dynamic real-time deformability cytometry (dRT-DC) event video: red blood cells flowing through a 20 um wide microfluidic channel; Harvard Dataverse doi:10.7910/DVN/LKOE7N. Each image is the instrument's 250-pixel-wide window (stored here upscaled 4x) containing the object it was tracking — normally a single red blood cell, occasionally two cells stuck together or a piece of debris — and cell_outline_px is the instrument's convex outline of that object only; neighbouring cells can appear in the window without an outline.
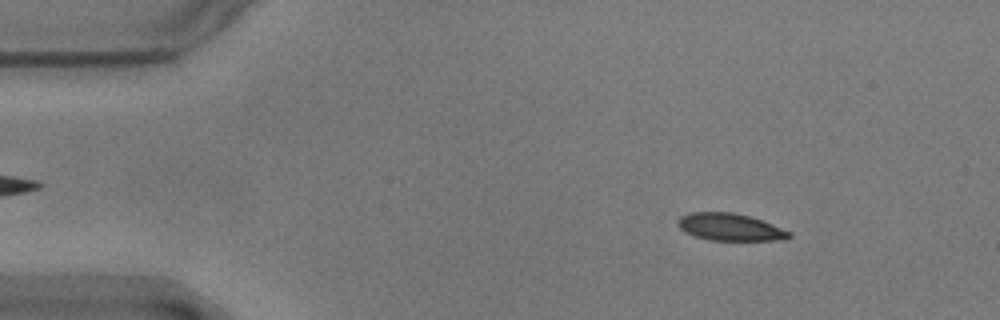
{"species": "common noctule bat (a hibernating species)", "species_latin": "Nyctalus noctula", "temperature_condition": "warm", "stored_images_in_passage": 56, "camera_frame_rate_fps": 3000, "um_per_image_px": 0.085, "animal": {"sex": "male", "body_mass_g": 17.9}, "frame": {"image": 1, "passage_image": 7, "time_ms": 2.0, "image_size_px": [1000, 320], "cell_outline_px": [[792, 236], [788, 240], [708, 240], [684, 232], [676, 224], [676, 220], [680, 216], [692, 212], [732, 212], [748, 216], [772, 224], [792, 232]], "centroid_in_image_um": [62.05, 19.31], "position_along_channel_um": 23.0, "area_um2": 17.74}}
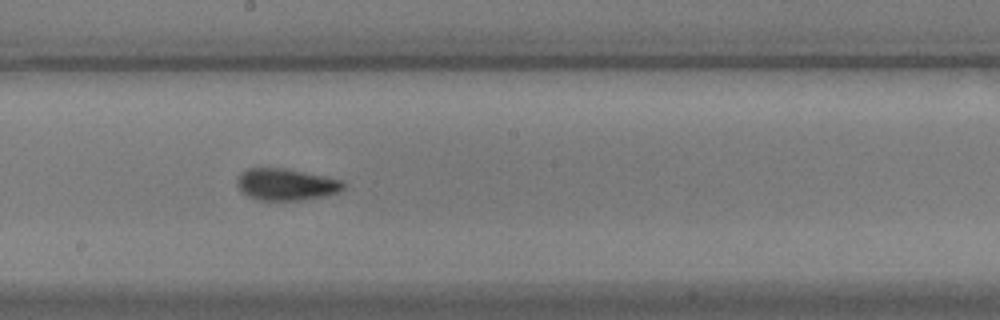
{"frame": {"image": 2, "passage_image": 30, "time_ms": 9.667, "image_size_px": [1000, 320], "cell_outline_px": [[348, 184], [340, 192], [324, 196], [300, 200], [260, 200], [248, 196], [240, 192], [236, 184], [236, 176], [240, 172], [248, 168], [284, 168], [344, 180]], "centroid_in_image_um": [24.31, 15.67], "position_along_channel_um": 223.9, "area_um2": 20.0}}
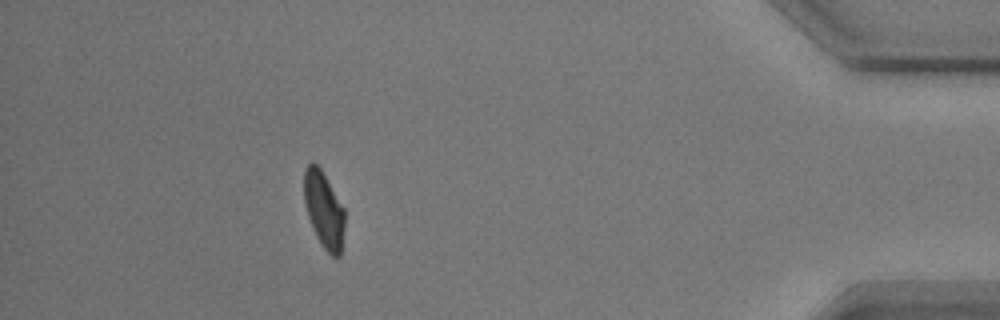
{"frame": {"image": 3, "passage_image": 50, "time_ms": 16.333, "image_size_px": [1000, 320], "cell_outline_px": [[344, 228], [340, 256], [332, 256], [320, 244], [312, 228], [304, 204], [304, 168], [312, 160], [320, 168], [344, 208]], "centroid_in_image_um": [27.51, 17.82], "position_along_channel_um": 407.7, "area_um2": 18.03}, "authors_computed_cell_mechanics": {"area_um2": 19.0162, "velocity_mm_per_s": 3.5611, "shape_relaxation_time_tau1_ms": 6.3457, "shape_relaxation_time_tau2_ms": 1.1606, "deformation_change_tau1": 0.1613, "deformation_change_tau2": 0.0453}}